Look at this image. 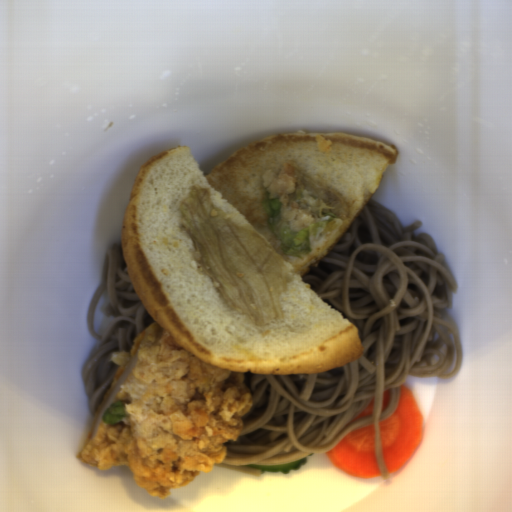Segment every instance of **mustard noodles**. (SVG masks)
Listing matches in <instances>:
<instances>
[{
  "label": "mustard noodles",
  "mask_w": 512,
  "mask_h": 512,
  "mask_svg": "<svg viewBox=\"0 0 512 512\" xmlns=\"http://www.w3.org/2000/svg\"><path fill=\"white\" fill-rule=\"evenodd\" d=\"M422 221L404 227L369 198L318 265L301 276L356 329L363 353L334 370L245 374L252 406L221 467L261 475L248 464L280 466L328 453L351 431L373 425L382 481L389 478L380 422L393 415L407 378L451 379L463 365L448 309L458 285ZM391 401L382 411V392ZM374 400L373 415L351 420ZM349 424V425H348Z\"/></svg>",
  "instance_id": "0af2e427"
},
{
  "label": "mustard noodles",
  "mask_w": 512,
  "mask_h": 512,
  "mask_svg": "<svg viewBox=\"0 0 512 512\" xmlns=\"http://www.w3.org/2000/svg\"><path fill=\"white\" fill-rule=\"evenodd\" d=\"M102 294L106 296L103 310L112 319L103 335L97 336L92 319ZM155 322L130 278L123 250L112 244L104 253L100 283L89 301L86 314V328L93 340L99 342L82 372L88 406L94 419L119 368L110 360L112 354L130 353L135 338Z\"/></svg>",
  "instance_id": "7f7daa86"
}]
</instances>
